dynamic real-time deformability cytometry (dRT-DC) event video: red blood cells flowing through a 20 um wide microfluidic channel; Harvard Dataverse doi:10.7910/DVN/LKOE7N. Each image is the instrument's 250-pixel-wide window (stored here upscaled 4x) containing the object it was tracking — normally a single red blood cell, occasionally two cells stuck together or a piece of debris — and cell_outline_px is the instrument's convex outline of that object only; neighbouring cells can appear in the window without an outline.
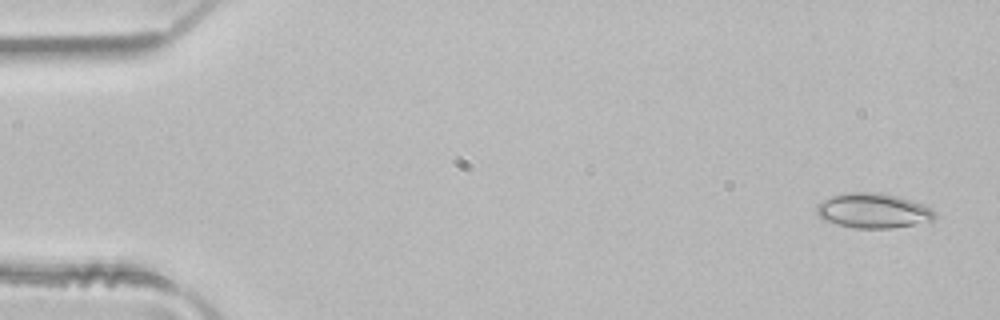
{"species": "common noctule bat (a hibernating species)", "species_latin": "Nyctalus noctula", "temperature_condition": "room temperature", "stored_images_in_passage": 4, "camera_frame_rate_fps": 3000, "um_per_image_px": 0.085, "animal": {"sex": "male", "body_mass_g": 21.5, "forearm_length_mm": 52.0}, "frame": {"image": 1, "passage_image": 1, "time_ms": 0.0, "image_size_px": [1000, 320], "cell_outline_px": [[936, 220], [892, 228], [856, 228], [836, 224], [824, 220], [816, 212], [816, 204], [832, 196], [844, 192], [876, 192], [900, 196], [912, 200], [932, 208], [936, 212]], "centroid_in_image_um": [74.24, 17.9], "position_along_channel_um": 10.8, "area_um2": 24.22}}